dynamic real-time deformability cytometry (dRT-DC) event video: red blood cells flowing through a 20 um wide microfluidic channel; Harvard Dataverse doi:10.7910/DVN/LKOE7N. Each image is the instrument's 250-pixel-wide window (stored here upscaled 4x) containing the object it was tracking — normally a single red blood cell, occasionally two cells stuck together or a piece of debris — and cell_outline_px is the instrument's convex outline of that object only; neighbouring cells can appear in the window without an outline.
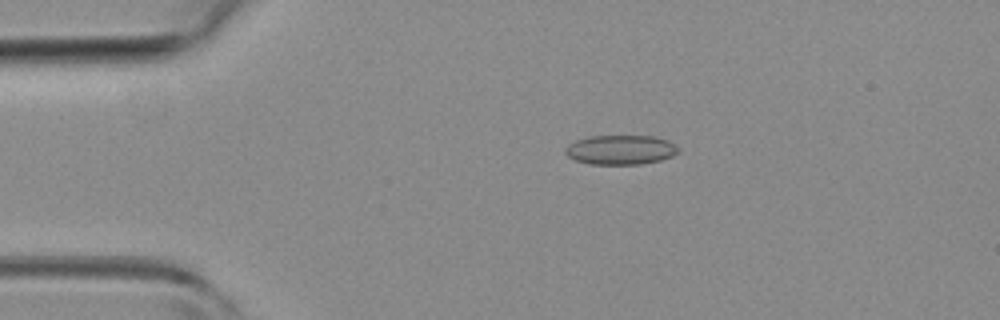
{"species": "common noctule bat (a hibernating species)", "species_latin": "Nyctalus noctula", "temperature_condition": "room temperature", "stored_images_in_passage": 2, "camera_frame_rate_fps": 3000, "um_per_image_px": 0.085, "animal": {"sex": "female", "body_mass_g": 19.3, "forearm_length_mm": 54.1}, "frame": {"image": 1, "passage_image": 1, "time_ms": 0.0, "image_size_px": [1000, 320], "cell_outline_px": [[680, 152], [672, 156], [660, 160], [640, 164], [588, 164], [576, 160], [568, 156], [564, 152], [564, 148], [568, 144], [576, 140], [588, 136], [656, 136], [668, 140], [680, 148]], "centroid_in_image_um": [52.76, 12.73], "position_along_channel_um": 32.2, "area_um2": 19.59}}